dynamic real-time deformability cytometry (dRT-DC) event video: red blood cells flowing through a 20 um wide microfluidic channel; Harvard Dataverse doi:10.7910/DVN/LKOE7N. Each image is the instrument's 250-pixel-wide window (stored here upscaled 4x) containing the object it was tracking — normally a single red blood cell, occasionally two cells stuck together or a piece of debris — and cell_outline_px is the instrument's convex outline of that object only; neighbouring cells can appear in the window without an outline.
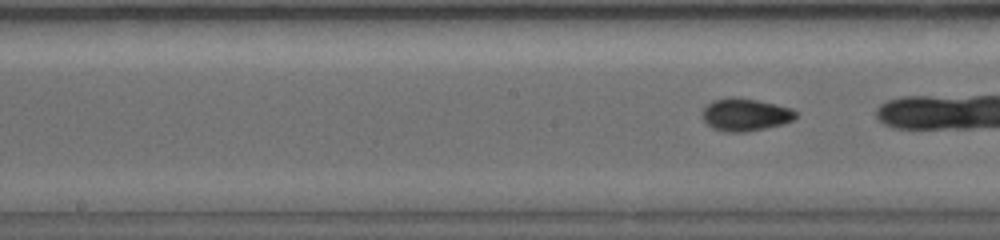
{"species": "common noctule bat (a hibernating species)", "species_latin": "Nyctalus noctula", "temperature_condition": "warm", "stored_images_in_passage": 21, "camera_frame_rate_fps": 5000, "um_per_image_px": 0.085, "animal": {"sex": "female", "body_mass_g": 19.0, "forearm_length_mm": 56.7}, "frame": {"image": 1, "passage_image": 18, "time_ms": 3.4, "image_size_px": [1000, 240], "cell_outline_px": [[796, 116], [792, 120], [784, 124], [744, 132], [724, 132], [712, 128], [700, 116], [700, 112], [712, 100], [732, 96], [756, 100], [776, 104], [792, 108], [796, 112]], "centroid_in_image_um": [63.31, 9.74], "position_along_channel_um": 184.9, "area_um2": 17.86}}